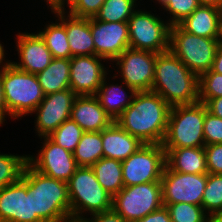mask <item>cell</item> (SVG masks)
I'll return each instance as SVG.
<instances>
[{
  "label": "cell",
  "instance_id": "cell-43",
  "mask_svg": "<svg viewBox=\"0 0 222 222\" xmlns=\"http://www.w3.org/2000/svg\"><path fill=\"white\" fill-rule=\"evenodd\" d=\"M8 113L6 108V103L4 99V93H3V85H2V77H1V70H0V125L5 120V115Z\"/></svg>",
  "mask_w": 222,
  "mask_h": 222
},
{
  "label": "cell",
  "instance_id": "cell-32",
  "mask_svg": "<svg viewBox=\"0 0 222 222\" xmlns=\"http://www.w3.org/2000/svg\"><path fill=\"white\" fill-rule=\"evenodd\" d=\"M83 132V129L75 121L68 119L48 137L62 148L74 153Z\"/></svg>",
  "mask_w": 222,
  "mask_h": 222
},
{
  "label": "cell",
  "instance_id": "cell-15",
  "mask_svg": "<svg viewBox=\"0 0 222 222\" xmlns=\"http://www.w3.org/2000/svg\"><path fill=\"white\" fill-rule=\"evenodd\" d=\"M77 95L71 89L45 95L33 111L37 112L36 131L42 137L49 136L64 121L70 119L72 106Z\"/></svg>",
  "mask_w": 222,
  "mask_h": 222
},
{
  "label": "cell",
  "instance_id": "cell-22",
  "mask_svg": "<svg viewBox=\"0 0 222 222\" xmlns=\"http://www.w3.org/2000/svg\"><path fill=\"white\" fill-rule=\"evenodd\" d=\"M166 166L185 174H208L204 147L163 148Z\"/></svg>",
  "mask_w": 222,
  "mask_h": 222
},
{
  "label": "cell",
  "instance_id": "cell-20",
  "mask_svg": "<svg viewBox=\"0 0 222 222\" xmlns=\"http://www.w3.org/2000/svg\"><path fill=\"white\" fill-rule=\"evenodd\" d=\"M178 25L196 36L222 39V10L214 6L199 5Z\"/></svg>",
  "mask_w": 222,
  "mask_h": 222
},
{
  "label": "cell",
  "instance_id": "cell-39",
  "mask_svg": "<svg viewBox=\"0 0 222 222\" xmlns=\"http://www.w3.org/2000/svg\"><path fill=\"white\" fill-rule=\"evenodd\" d=\"M89 219L83 218L80 222H127L113 208L92 215Z\"/></svg>",
  "mask_w": 222,
  "mask_h": 222
},
{
  "label": "cell",
  "instance_id": "cell-8",
  "mask_svg": "<svg viewBox=\"0 0 222 222\" xmlns=\"http://www.w3.org/2000/svg\"><path fill=\"white\" fill-rule=\"evenodd\" d=\"M162 206L161 181L124 187L112 199V208L127 222L142 219Z\"/></svg>",
  "mask_w": 222,
  "mask_h": 222
},
{
  "label": "cell",
  "instance_id": "cell-36",
  "mask_svg": "<svg viewBox=\"0 0 222 222\" xmlns=\"http://www.w3.org/2000/svg\"><path fill=\"white\" fill-rule=\"evenodd\" d=\"M205 145L222 144V119L205 113L203 124Z\"/></svg>",
  "mask_w": 222,
  "mask_h": 222
},
{
  "label": "cell",
  "instance_id": "cell-27",
  "mask_svg": "<svg viewBox=\"0 0 222 222\" xmlns=\"http://www.w3.org/2000/svg\"><path fill=\"white\" fill-rule=\"evenodd\" d=\"M105 80L106 77L94 96L97 98L105 112L113 119V121H115L132 103L135 94L128 96L123 87H120L119 85L107 86ZM127 97H129L128 101L126 100Z\"/></svg>",
  "mask_w": 222,
  "mask_h": 222
},
{
  "label": "cell",
  "instance_id": "cell-41",
  "mask_svg": "<svg viewBox=\"0 0 222 222\" xmlns=\"http://www.w3.org/2000/svg\"><path fill=\"white\" fill-rule=\"evenodd\" d=\"M205 105L209 113L222 119V97L212 98Z\"/></svg>",
  "mask_w": 222,
  "mask_h": 222
},
{
  "label": "cell",
  "instance_id": "cell-46",
  "mask_svg": "<svg viewBox=\"0 0 222 222\" xmlns=\"http://www.w3.org/2000/svg\"><path fill=\"white\" fill-rule=\"evenodd\" d=\"M205 222H222V217H209Z\"/></svg>",
  "mask_w": 222,
  "mask_h": 222
},
{
  "label": "cell",
  "instance_id": "cell-6",
  "mask_svg": "<svg viewBox=\"0 0 222 222\" xmlns=\"http://www.w3.org/2000/svg\"><path fill=\"white\" fill-rule=\"evenodd\" d=\"M67 183L72 222H80L84 211L93 215L112 208L113 197L98 183L91 167H78Z\"/></svg>",
  "mask_w": 222,
  "mask_h": 222
},
{
  "label": "cell",
  "instance_id": "cell-42",
  "mask_svg": "<svg viewBox=\"0 0 222 222\" xmlns=\"http://www.w3.org/2000/svg\"><path fill=\"white\" fill-rule=\"evenodd\" d=\"M211 70L213 72L222 74V41L217 48Z\"/></svg>",
  "mask_w": 222,
  "mask_h": 222
},
{
  "label": "cell",
  "instance_id": "cell-49",
  "mask_svg": "<svg viewBox=\"0 0 222 222\" xmlns=\"http://www.w3.org/2000/svg\"><path fill=\"white\" fill-rule=\"evenodd\" d=\"M160 4L164 5L169 0H158Z\"/></svg>",
  "mask_w": 222,
  "mask_h": 222
},
{
  "label": "cell",
  "instance_id": "cell-18",
  "mask_svg": "<svg viewBox=\"0 0 222 222\" xmlns=\"http://www.w3.org/2000/svg\"><path fill=\"white\" fill-rule=\"evenodd\" d=\"M17 51L20 63L11 62L16 68L37 74L53 60L50 50L39 34L22 33L17 36Z\"/></svg>",
  "mask_w": 222,
  "mask_h": 222
},
{
  "label": "cell",
  "instance_id": "cell-28",
  "mask_svg": "<svg viewBox=\"0 0 222 222\" xmlns=\"http://www.w3.org/2000/svg\"><path fill=\"white\" fill-rule=\"evenodd\" d=\"M73 155L78 167H91L103 158L101 132H83Z\"/></svg>",
  "mask_w": 222,
  "mask_h": 222
},
{
  "label": "cell",
  "instance_id": "cell-33",
  "mask_svg": "<svg viewBox=\"0 0 222 222\" xmlns=\"http://www.w3.org/2000/svg\"><path fill=\"white\" fill-rule=\"evenodd\" d=\"M170 213L172 222H205L209 217L202 206L188 204V203H175L166 206Z\"/></svg>",
  "mask_w": 222,
  "mask_h": 222
},
{
  "label": "cell",
  "instance_id": "cell-10",
  "mask_svg": "<svg viewBox=\"0 0 222 222\" xmlns=\"http://www.w3.org/2000/svg\"><path fill=\"white\" fill-rule=\"evenodd\" d=\"M169 23L144 11H134L128 19L130 48L163 53L169 50Z\"/></svg>",
  "mask_w": 222,
  "mask_h": 222
},
{
  "label": "cell",
  "instance_id": "cell-5",
  "mask_svg": "<svg viewBox=\"0 0 222 222\" xmlns=\"http://www.w3.org/2000/svg\"><path fill=\"white\" fill-rule=\"evenodd\" d=\"M207 107L202 102L171 107L163 148L204 147V119Z\"/></svg>",
  "mask_w": 222,
  "mask_h": 222
},
{
  "label": "cell",
  "instance_id": "cell-14",
  "mask_svg": "<svg viewBox=\"0 0 222 222\" xmlns=\"http://www.w3.org/2000/svg\"><path fill=\"white\" fill-rule=\"evenodd\" d=\"M90 30L95 45V55L115 60L130 48L128 22H105L90 18Z\"/></svg>",
  "mask_w": 222,
  "mask_h": 222
},
{
  "label": "cell",
  "instance_id": "cell-17",
  "mask_svg": "<svg viewBox=\"0 0 222 222\" xmlns=\"http://www.w3.org/2000/svg\"><path fill=\"white\" fill-rule=\"evenodd\" d=\"M0 222H43L32 215V194L21 179L0 189Z\"/></svg>",
  "mask_w": 222,
  "mask_h": 222
},
{
  "label": "cell",
  "instance_id": "cell-9",
  "mask_svg": "<svg viewBox=\"0 0 222 222\" xmlns=\"http://www.w3.org/2000/svg\"><path fill=\"white\" fill-rule=\"evenodd\" d=\"M166 166L162 144H143L122 161L124 187L161 181Z\"/></svg>",
  "mask_w": 222,
  "mask_h": 222
},
{
  "label": "cell",
  "instance_id": "cell-25",
  "mask_svg": "<svg viewBox=\"0 0 222 222\" xmlns=\"http://www.w3.org/2000/svg\"><path fill=\"white\" fill-rule=\"evenodd\" d=\"M51 9L58 15L61 22L48 25L44 31H40L38 34L44 40L53 58L70 59L71 51L65 28V12L64 10Z\"/></svg>",
  "mask_w": 222,
  "mask_h": 222
},
{
  "label": "cell",
  "instance_id": "cell-48",
  "mask_svg": "<svg viewBox=\"0 0 222 222\" xmlns=\"http://www.w3.org/2000/svg\"><path fill=\"white\" fill-rule=\"evenodd\" d=\"M59 0H47L46 2H48V4L50 5V7L52 8Z\"/></svg>",
  "mask_w": 222,
  "mask_h": 222
},
{
  "label": "cell",
  "instance_id": "cell-29",
  "mask_svg": "<svg viewBox=\"0 0 222 222\" xmlns=\"http://www.w3.org/2000/svg\"><path fill=\"white\" fill-rule=\"evenodd\" d=\"M202 208L210 217H222V175L208 173Z\"/></svg>",
  "mask_w": 222,
  "mask_h": 222
},
{
  "label": "cell",
  "instance_id": "cell-21",
  "mask_svg": "<svg viewBox=\"0 0 222 222\" xmlns=\"http://www.w3.org/2000/svg\"><path fill=\"white\" fill-rule=\"evenodd\" d=\"M103 158L124 161L136 152L143 143L122 129L115 121L101 131Z\"/></svg>",
  "mask_w": 222,
  "mask_h": 222
},
{
  "label": "cell",
  "instance_id": "cell-34",
  "mask_svg": "<svg viewBox=\"0 0 222 222\" xmlns=\"http://www.w3.org/2000/svg\"><path fill=\"white\" fill-rule=\"evenodd\" d=\"M199 102L206 104L210 99L222 97V74L211 69L199 76Z\"/></svg>",
  "mask_w": 222,
  "mask_h": 222
},
{
  "label": "cell",
  "instance_id": "cell-38",
  "mask_svg": "<svg viewBox=\"0 0 222 222\" xmlns=\"http://www.w3.org/2000/svg\"><path fill=\"white\" fill-rule=\"evenodd\" d=\"M207 172L222 175V144L205 145Z\"/></svg>",
  "mask_w": 222,
  "mask_h": 222
},
{
  "label": "cell",
  "instance_id": "cell-11",
  "mask_svg": "<svg viewBox=\"0 0 222 222\" xmlns=\"http://www.w3.org/2000/svg\"><path fill=\"white\" fill-rule=\"evenodd\" d=\"M157 54L127 48L115 59L120 66L123 82L131 94L152 90Z\"/></svg>",
  "mask_w": 222,
  "mask_h": 222
},
{
  "label": "cell",
  "instance_id": "cell-4",
  "mask_svg": "<svg viewBox=\"0 0 222 222\" xmlns=\"http://www.w3.org/2000/svg\"><path fill=\"white\" fill-rule=\"evenodd\" d=\"M2 66L1 77L8 115L19 118L33 113L45 97L36 74L22 71L11 62Z\"/></svg>",
  "mask_w": 222,
  "mask_h": 222
},
{
  "label": "cell",
  "instance_id": "cell-30",
  "mask_svg": "<svg viewBox=\"0 0 222 222\" xmlns=\"http://www.w3.org/2000/svg\"><path fill=\"white\" fill-rule=\"evenodd\" d=\"M136 0H105L94 17L105 22H128L134 13Z\"/></svg>",
  "mask_w": 222,
  "mask_h": 222
},
{
  "label": "cell",
  "instance_id": "cell-37",
  "mask_svg": "<svg viewBox=\"0 0 222 222\" xmlns=\"http://www.w3.org/2000/svg\"><path fill=\"white\" fill-rule=\"evenodd\" d=\"M105 0H74L69 5V15L76 18H92L99 12Z\"/></svg>",
  "mask_w": 222,
  "mask_h": 222
},
{
  "label": "cell",
  "instance_id": "cell-24",
  "mask_svg": "<svg viewBox=\"0 0 222 222\" xmlns=\"http://www.w3.org/2000/svg\"><path fill=\"white\" fill-rule=\"evenodd\" d=\"M36 76L45 95L70 89V59L53 58Z\"/></svg>",
  "mask_w": 222,
  "mask_h": 222
},
{
  "label": "cell",
  "instance_id": "cell-23",
  "mask_svg": "<svg viewBox=\"0 0 222 222\" xmlns=\"http://www.w3.org/2000/svg\"><path fill=\"white\" fill-rule=\"evenodd\" d=\"M65 28L71 51V58L81 55H95V45L90 30V18H76L68 14Z\"/></svg>",
  "mask_w": 222,
  "mask_h": 222
},
{
  "label": "cell",
  "instance_id": "cell-16",
  "mask_svg": "<svg viewBox=\"0 0 222 222\" xmlns=\"http://www.w3.org/2000/svg\"><path fill=\"white\" fill-rule=\"evenodd\" d=\"M96 55H81L70 58V89L77 95H95L105 75L104 66Z\"/></svg>",
  "mask_w": 222,
  "mask_h": 222
},
{
  "label": "cell",
  "instance_id": "cell-7",
  "mask_svg": "<svg viewBox=\"0 0 222 222\" xmlns=\"http://www.w3.org/2000/svg\"><path fill=\"white\" fill-rule=\"evenodd\" d=\"M221 41L187 33L179 25L170 27L169 50L198 77L211 69Z\"/></svg>",
  "mask_w": 222,
  "mask_h": 222
},
{
  "label": "cell",
  "instance_id": "cell-40",
  "mask_svg": "<svg viewBox=\"0 0 222 222\" xmlns=\"http://www.w3.org/2000/svg\"><path fill=\"white\" fill-rule=\"evenodd\" d=\"M133 222H172L170 213L165 206L160 209L148 214L142 219L135 220Z\"/></svg>",
  "mask_w": 222,
  "mask_h": 222
},
{
  "label": "cell",
  "instance_id": "cell-19",
  "mask_svg": "<svg viewBox=\"0 0 222 222\" xmlns=\"http://www.w3.org/2000/svg\"><path fill=\"white\" fill-rule=\"evenodd\" d=\"M70 119L75 121L84 132H101L114 122L94 95L77 96Z\"/></svg>",
  "mask_w": 222,
  "mask_h": 222
},
{
  "label": "cell",
  "instance_id": "cell-31",
  "mask_svg": "<svg viewBox=\"0 0 222 222\" xmlns=\"http://www.w3.org/2000/svg\"><path fill=\"white\" fill-rule=\"evenodd\" d=\"M28 163V156L0 154V189L18 182Z\"/></svg>",
  "mask_w": 222,
  "mask_h": 222
},
{
  "label": "cell",
  "instance_id": "cell-13",
  "mask_svg": "<svg viewBox=\"0 0 222 222\" xmlns=\"http://www.w3.org/2000/svg\"><path fill=\"white\" fill-rule=\"evenodd\" d=\"M37 158L28 157V163L38 172L68 182L78 168L73 153L44 136L43 147Z\"/></svg>",
  "mask_w": 222,
  "mask_h": 222
},
{
  "label": "cell",
  "instance_id": "cell-35",
  "mask_svg": "<svg viewBox=\"0 0 222 222\" xmlns=\"http://www.w3.org/2000/svg\"><path fill=\"white\" fill-rule=\"evenodd\" d=\"M198 0H169L163 6L172 16L169 24L178 25L188 17L198 6Z\"/></svg>",
  "mask_w": 222,
  "mask_h": 222
},
{
  "label": "cell",
  "instance_id": "cell-45",
  "mask_svg": "<svg viewBox=\"0 0 222 222\" xmlns=\"http://www.w3.org/2000/svg\"><path fill=\"white\" fill-rule=\"evenodd\" d=\"M67 3L70 5L74 0H66ZM65 0H59L52 8L57 10H64Z\"/></svg>",
  "mask_w": 222,
  "mask_h": 222
},
{
  "label": "cell",
  "instance_id": "cell-1",
  "mask_svg": "<svg viewBox=\"0 0 222 222\" xmlns=\"http://www.w3.org/2000/svg\"><path fill=\"white\" fill-rule=\"evenodd\" d=\"M171 106L153 91L136 92L115 122L143 144H162Z\"/></svg>",
  "mask_w": 222,
  "mask_h": 222
},
{
  "label": "cell",
  "instance_id": "cell-3",
  "mask_svg": "<svg viewBox=\"0 0 222 222\" xmlns=\"http://www.w3.org/2000/svg\"><path fill=\"white\" fill-rule=\"evenodd\" d=\"M21 180L32 194V215L43 222H72L67 182L46 176L29 163Z\"/></svg>",
  "mask_w": 222,
  "mask_h": 222
},
{
  "label": "cell",
  "instance_id": "cell-26",
  "mask_svg": "<svg viewBox=\"0 0 222 222\" xmlns=\"http://www.w3.org/2000/svg\"><path fill=\"white\" fill-rule=\"evenodd\" d=\"M98 183L114 197L123 188L122 162L111 158H101L91 166Z\"/></svg>",
  "mask_w": 222,
  "mask_h": 222
},
{
  "label": "cell",
  "instance_id": "cell-44",
  "mask_svg": "<svg viewBox=\"0 0 222 222\" xmlns=\"http://www.w3.org/2000/svg\"><path fill=\"white\" fill-rule=\"evenodd\" d=\"M200 5L214 6L222 10V0H198Z\"/></svg>",
  "mask_w": 222,
  "mask_h": 222
},
{
  "label": "cell",
  "instance_id": "cell-2",
  "mask_svg": "<svg viewBox=\"0 0 222 222\" xmlns=\"http://www.w3.org/2000/svg\"><path fill=\"white\" fill-rule=\"evenodd\" d=\"M199 77L170 50L158 53L152 90L171 107L199 101Z\"/></svg>",
  "mask_w": 222,
  "mask_h": 222
},
{
  "label": "cell",
  "instance_id": "cell-47",
  "mask_svg": "<svg viewBox=\"0 0 222 222\" xmlns=\"http://www.w3.org/2000/svg\"><path fill=\"white\" fill-rule=\"evenodd\" d=\"M4 48H3V46H2V44H0V65H1V63H2V60H3V58H4Z\"/></svg>",
  "mask_w": 222,
  "mask_h": 222
},
{
  "label": "cell",
  "instance_id": "cell-12",
  "mask_svg": "<svg viewBox=\"0 0 222 222\" xmlns=\"http://www.w3.org/2000/svg\"><path fill=\"white\" fill-rule=\"evenodd\" d=\"M208 174H185L165 166L161 178L163 206L188 203L201 206Z\"/></svg>",
  "mask_w": 222,
  "mask_h": 222
}]
</instances>
